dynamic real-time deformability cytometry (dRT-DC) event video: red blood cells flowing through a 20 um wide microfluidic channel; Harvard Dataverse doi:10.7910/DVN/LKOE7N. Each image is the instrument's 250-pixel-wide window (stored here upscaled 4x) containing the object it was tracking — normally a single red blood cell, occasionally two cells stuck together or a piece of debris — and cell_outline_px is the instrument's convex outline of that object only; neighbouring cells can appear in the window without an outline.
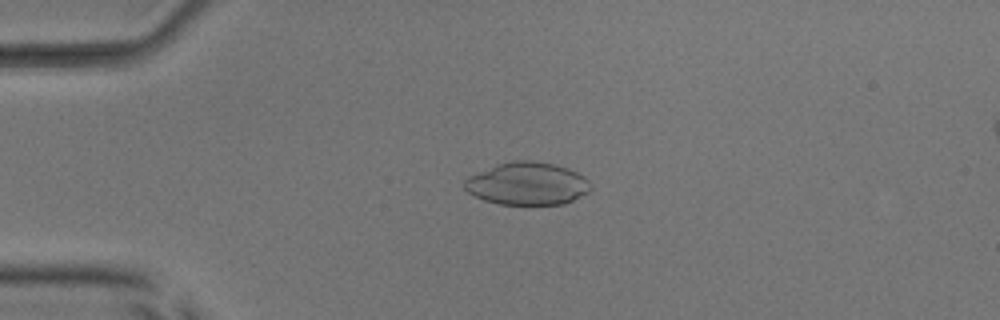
{"species": "common noctule bat (a hibernating species)", "species_latin": "Nyctalus noctula", "temperature_condition": "room temperature", "stored_images_in_passage": 19, "camera_frame_rate_fps": 3000, "um_per_image_px": 0.085, "animal": {"sex": "male", "body_mass_g": 17.9, "forearm_length_mm": 54.2}, "frame": {"image": 1, "passage_image": 13, "time_ms": 4.0, "image_size_px": [1000, 320], "cell_outline_px": [[592, 188], [588, 192], [564, 204], [500, 204], [484, 200], [468, 192], [464, 188], [464, 180], [468, 176], [496, 164], [512, 160], [532, 160], [552, 164], [568, 168], [584, 176], [588, 180]], "centroid_in_image_um": [44.81, 15.6], "position_along_channel_um": 40.2, "area_um2": 31.33}}